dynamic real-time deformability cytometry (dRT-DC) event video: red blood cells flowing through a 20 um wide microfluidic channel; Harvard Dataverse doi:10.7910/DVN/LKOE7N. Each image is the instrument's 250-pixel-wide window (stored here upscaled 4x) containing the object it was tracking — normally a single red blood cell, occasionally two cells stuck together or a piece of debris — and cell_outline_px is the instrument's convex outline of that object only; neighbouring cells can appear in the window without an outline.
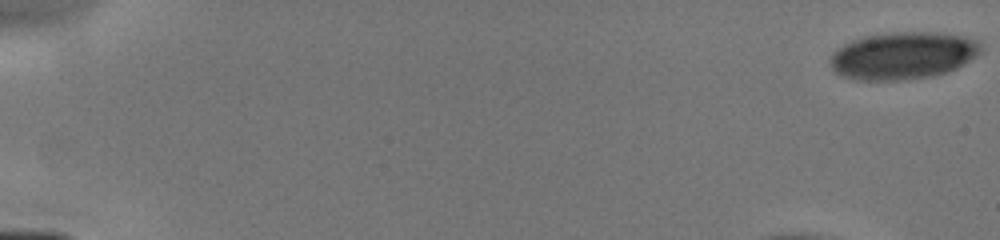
{"species": "human", "species_latin": "Homo sapiens", "temperature_condition": "cold", "stored_images_in_passage": 41, "camera_frame_rate_fps": 3000, "um_per_image_px": 0.085, "donor": {"sex": "male"}, "frame": {"image": 1, "passage_image": 1, "time_ms": 0.0, "image_size_px": [1000, 240], "cell_outline_px": [[984, 48], [976, 56], [964, 64], [948, 72], [932, 76], [900, 80], [856, 80], [844, 76], [836, 72], [832, 68], [828, 60], [832, 52], [844, 44], [852, 40], [868, 36], [896, 32], [932, 32], [960, 36], [980, 40]], "centroid_in_image_um": [76.76, 4.73], "position_along_channel_um": 8.2, "area_um2": 41.56}}
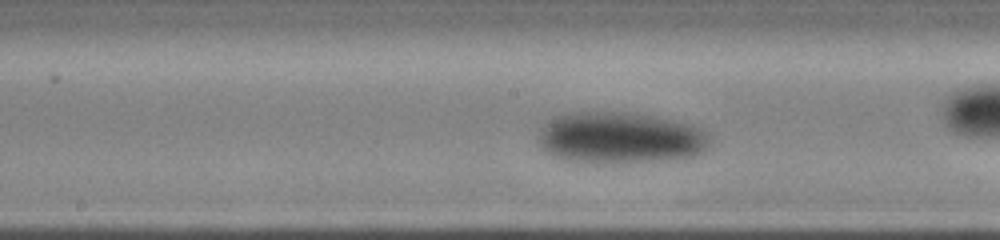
{"frame": {"image": 2, "passage_image": 26, "time_ms": 8.0, "image_size_px": [1000, 240], "cell_outline_px": [[712, 140], [708, 148], [696, 156], [680, 160], [624, 164], [588, 164], [564, 160], [552, 156], [536, 140], [540, 128], [552, 116], [564, 112], [628, 112], [656, 116], [692, 124], [700, 128]], "centroid_in_image_um": [52.72, 11.75], "position_along_channel_um": 195.5, "area_um2": 53.41}}
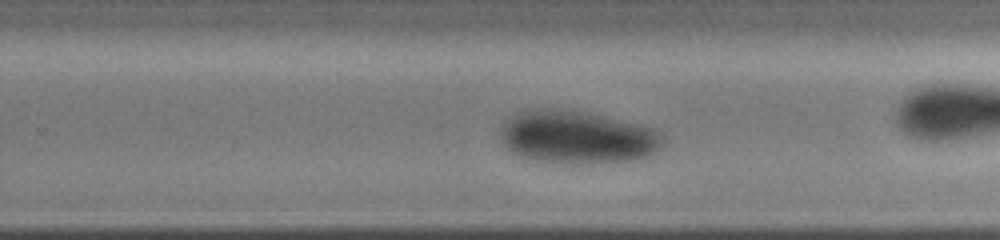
{"frame": {"image": 3, "passage_image": 32, "time_ms": 10.0, "image_size_px": [1000, 240], "cell_outline_px": [[664, 144], [656, 152], [648, 156], [636, 160], [592, 164], [572, 164], [532, 160], [512, 152], [504, 144], [500, 136], [500, 128], [504, 120], [512, 112], [540, 108], [556, 108], [584, 112], [656, 128], [664, 140]], "centroid_in_image_um": [49.04, 11.66], "position_along_channel_um": 280.8, "area_um2": 50.86}}